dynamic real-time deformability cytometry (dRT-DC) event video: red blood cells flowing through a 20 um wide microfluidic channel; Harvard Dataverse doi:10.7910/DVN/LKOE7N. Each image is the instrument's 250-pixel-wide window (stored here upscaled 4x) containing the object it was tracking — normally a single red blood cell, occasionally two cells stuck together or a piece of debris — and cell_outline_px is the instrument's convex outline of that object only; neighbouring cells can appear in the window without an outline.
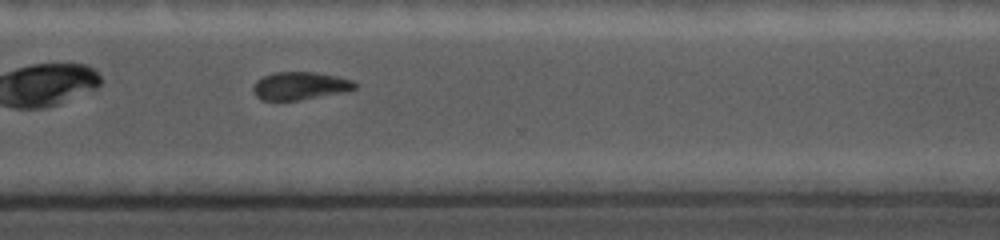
{"species": "common noctule bat (a hibernating species)", "species_latin": "Nyctalus noctula", "temperature_condition": "cold", "stored_images_in_passage": 27, "camera_frame_rate_fps": 5000, "um_per_image_px": 0.085, "animal": {"sex": "female", "body_mass_g": 19.0, "forearm_length_mm": 56.7}, "frame": {"image": 1, "passage_image": 19, "time_ms": 7.4, "image_size_px": [1000, 240], "cell_outline_px": [[356, 88], [296, 100], [264, 100], [256, 96], [256, 84], [264, 76], [276, 72], [312, 72], [332, 76], [348, 80], [356, 84]], "centroid_in_image_um": [25.45, 7.29], "position_along_channel_um": 345.2, "area_um2": 15.32}}
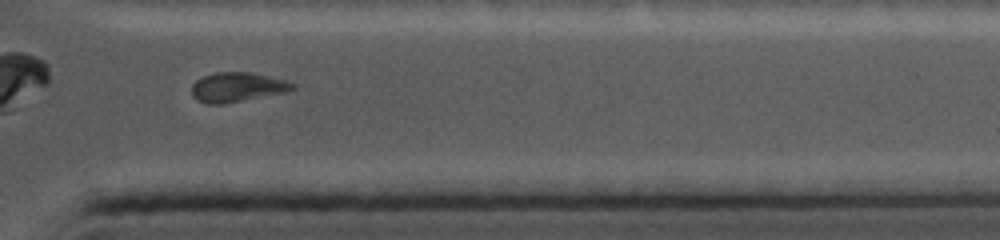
{"frame": {"image": 2, "passage_image": 22, "time_ms": 8.6, "image_size_px": [1000, 240], "cell_outline_px": [[292, 88], [276, 92], [220, 104], [212, 104], [200, 100], [192, 92], [192, 84], [196, 80], [204, 76], [220, 72], [248, 72], [284, 80], [292, 84]], "centroid_in_image_um": [20.04, 7.37], "position_along_channel_um": 391.4, "area_um2": 15.95}}
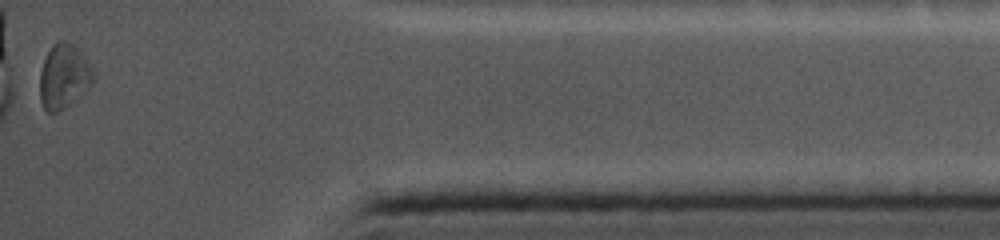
{"frame": {"image": 3, "passage_image": 26, "time_ms": 10.2, "image_size_px": [1000, 240], "cell_outline_px": [[72, 80], [60, 108], [56, 112], [48, 112], [44, 108], [40, 100], [40, 76], [44, 60], [48, 52], [60, 40], [64, 40], [72, 44]], "centroid_in_image_um": [4.78, 6.46], "position_along_channel_um": 430.4, "area_um2": 12.83}}